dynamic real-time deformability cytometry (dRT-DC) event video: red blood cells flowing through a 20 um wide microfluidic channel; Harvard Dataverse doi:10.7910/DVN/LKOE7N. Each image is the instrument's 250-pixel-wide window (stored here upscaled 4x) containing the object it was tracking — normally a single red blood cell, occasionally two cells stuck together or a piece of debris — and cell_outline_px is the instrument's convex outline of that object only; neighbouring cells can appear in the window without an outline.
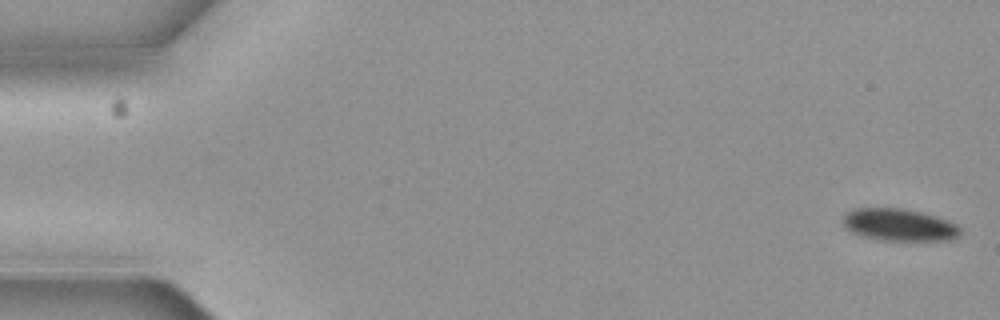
{"species": "common noctule bat (a hibernating species)", "species_latin": "Nyctalus noctula", "temperature_condition": "cold", "stored_images_in_passage": 10, "camera_frame_rate_fps": 3000, "um_per_image_px": 0.085, "animal": {"sex": "female", "body_mass_g": 19.3, "forearm_length_mm": 54.1}, "frame": {"image": 1, "passage_image": 1, "time_ms": 0.0, "image_size_px": [1000, 320], "cell_outline_px": [[960, 236], [948, 240], [880, 240], [864, 236], [852, 232], [844, 224], [844, 212], [852, 208], [904, 208], [924, 212], [940, 216], [956, 224], [960, 228]], "centroid_in_image_um": [76.46, 19.09], "position_along_channel_um": 8.5, "area_um2": 22.2}}
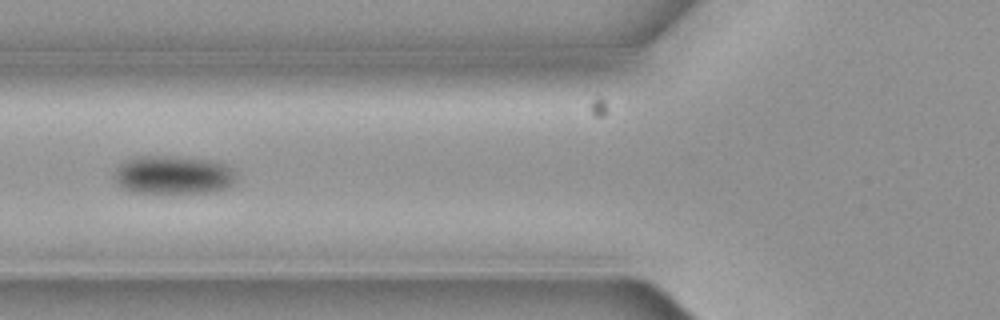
{"frame": {"image": 2, "passage_image": 7, "time_ms": 2.0, "image_size_px": [1000, 320], "cell_outline_px": [[236, 180], [232, 184], [216, 192], [132, 192], [120, 188], [116, 184], [112, 176], [116, 168], [124, 160], [140, 156], [180, 156], [212, 160], [228, 164], [236, 172]], "centroid_in_image_um": [14.71, 14.85], "position_along_channel_um": 111.1, "area_um2": 27.8}}